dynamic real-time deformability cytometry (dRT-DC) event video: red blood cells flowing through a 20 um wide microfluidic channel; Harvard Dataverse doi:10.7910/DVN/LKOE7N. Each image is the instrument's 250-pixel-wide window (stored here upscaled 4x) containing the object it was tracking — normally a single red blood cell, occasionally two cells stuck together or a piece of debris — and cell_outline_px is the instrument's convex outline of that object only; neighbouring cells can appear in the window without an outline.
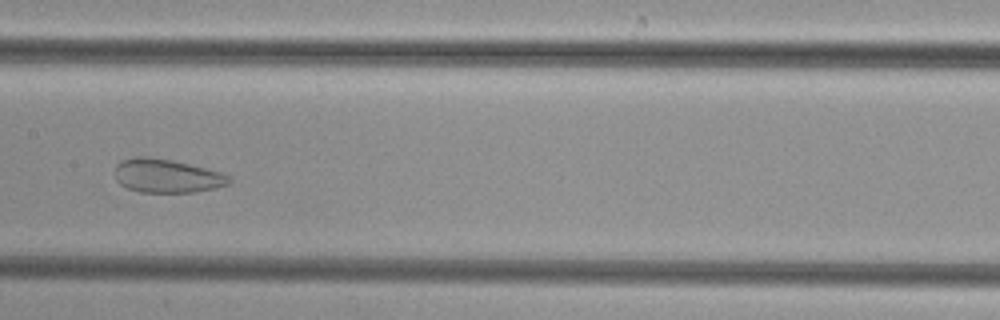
{"species": "common noctule bat (a hibernating species)", "species_latin": "Nyctalus noctula", "temperature_condition": "cold", "stored_images_in_passage": 50, "camera_frame_rate_fps": 3000, "um_per_image_px": 0.085, "animal": {"sex": "female", "body_mass_g": 29.2, "forearm_length_mm": 56.3}, "frame": {"image": 1, "passage_image": 25, "time_ms": 8.0, "image_size_px": [1000, 320], "cell_outline_px": [[232, 180], [228, 184], [196, 192], [140, 192], [128, 188], [120, 184], [116, 180], [116, 164], [120, 160], [136, 156], [148, 156], [172, 160], [220, 172], [228, 176]], "centroid_in_image_um": [14.13, 14.94], "position_along_channel_um": 193.3, "area_um2": 22.25}}
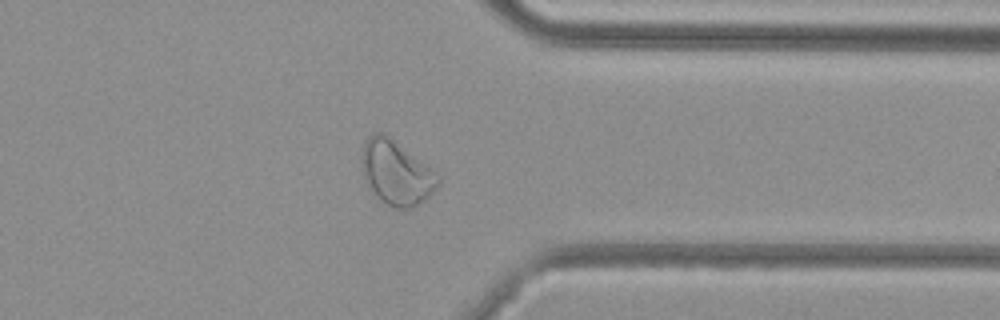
{"frame": {"image": 2, "passage_image": 39, "time_ms": 12.667, "image_size_px": [1000, 320], "cell_outline_px": [[440, 180], [436, 188], [424, 200], [408, 208], [396, 208], [380, 200], [368, 188], [364, 176], [364, 144], [368, 136], [372, 132], [384, 132], [440, 172]], "centroid_in_image_um": [33.74, 14.65], "position_along_channel_um": 377.7, "area_um2": 28.55}}
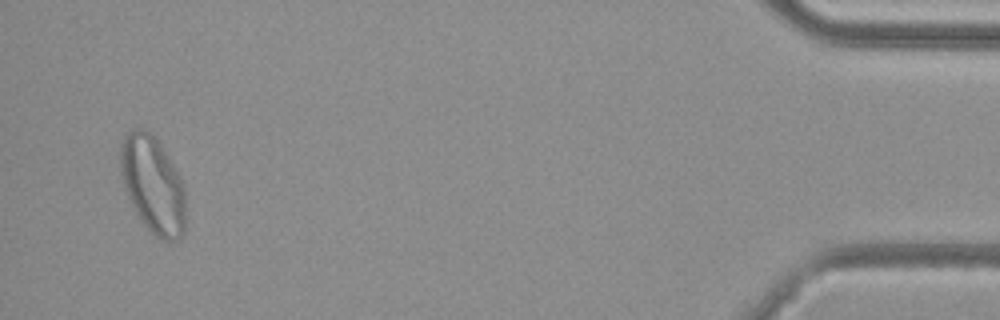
{"frame": {"image": 3, "passage_image": 48, "time_ms": 15.667, "image_size_px": [1000, 320], "cell_outline_px": [[184, 232], [176, 240], [160, 240], [140, 220], [124, 188], [120, 172], [120, 144], [124, 136], [132, 128], [144, 128], [152, 132], [160, 144], [180, 176], [184, 184]], "centroid_in_image_um": [12.96, 15.66], "position_along_channel_um": 422.2, "area_um2": 36.82}}